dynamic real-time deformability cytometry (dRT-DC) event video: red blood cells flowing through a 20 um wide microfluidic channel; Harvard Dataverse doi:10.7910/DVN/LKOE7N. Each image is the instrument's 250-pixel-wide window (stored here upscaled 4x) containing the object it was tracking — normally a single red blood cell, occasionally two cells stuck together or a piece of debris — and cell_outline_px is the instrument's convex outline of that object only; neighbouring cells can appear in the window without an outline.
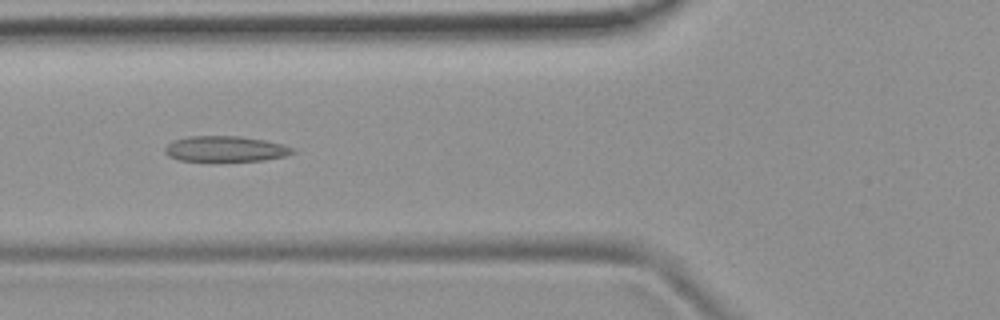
{"species": "common noctule bat (a hibernating species)", "species_latin": "Nyctalus noctula", "temperature_condition": "room temperature", "stored_images_in_passage": 43, "camera_frame_rate_fps": 3000, "um_per_image_px": 0.085, "animal": {"sex": "female", "body_mass_g": 19.9}, "frame": {"image": 1, "passage_image": 11, "time_ms": 3.333, "image_size_px": [1000, 320], "cell_outline_px": [[296, 152], [284, 156], [264, 160], [180, 160], [168, 156], [164, 152], [164, 148], [172, 140], [188, 136], [240, 136], [264, 140], [284, 144], [292, 148]], "centroid_in_image_um": [19.14, 12.64], "position_along_channel_um": 106.7, "area_um2": 18.84}}
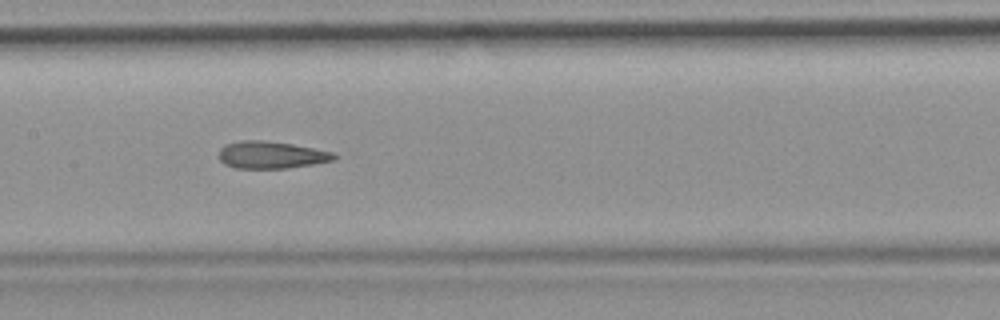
{"frame": {"image": 2, "passage_image": 17, "time_ms": 5.333, "image_size_px": [1000, 320], "cell_outline_px": [[340, 156], [336, 160], [288, 168], [236, 168], [224, 164], [216, 156], [220, 148], [224, 144], [240, 140], [264, 140], [292, 144], [332, 152]], "centroid_in_image_um": [23.02, 13.16], "position_along_channel_um": 184.4, "area_um2": 18.5}}
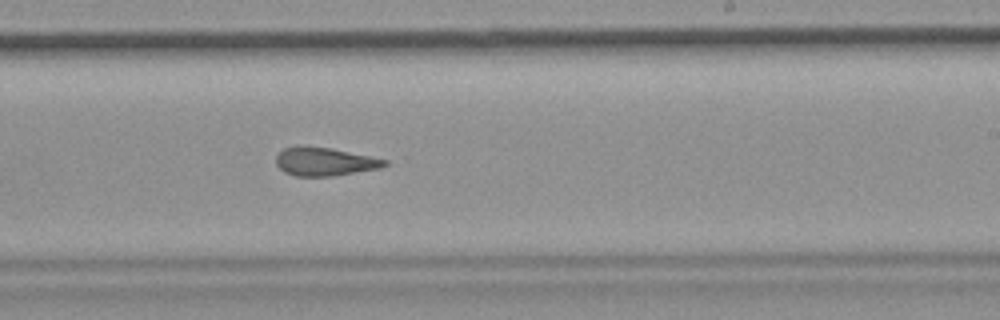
{"frame": {"image": 3, "passage_image": 23, "time_ms": 7.333, "image_size_px": [1000, 320], "cell_outline_px": [[388, 164], [380, 168], [336, 176], [296, 176], [284, 172], [276, 164], [276, 156], [284, 148], [300, 144], [304, 144], [332, 148], [388, 160]], "centroid_in_image_um": [27.58, 13.72], "position_along_channel_um": 261.4, "area_um2": 18.26}, "authors_computed_cell_mechanics": {"area_um2": 18.9584, "velocity_mm_per_s": 3.881, "shape_relaxation_time_tau1_ms": 10.2564, "shape_relaxation_time_tau2_ms": 2.2819, "deformation_change_tau1": 0.2291, "deformation_change_tau2": 0.1155}}